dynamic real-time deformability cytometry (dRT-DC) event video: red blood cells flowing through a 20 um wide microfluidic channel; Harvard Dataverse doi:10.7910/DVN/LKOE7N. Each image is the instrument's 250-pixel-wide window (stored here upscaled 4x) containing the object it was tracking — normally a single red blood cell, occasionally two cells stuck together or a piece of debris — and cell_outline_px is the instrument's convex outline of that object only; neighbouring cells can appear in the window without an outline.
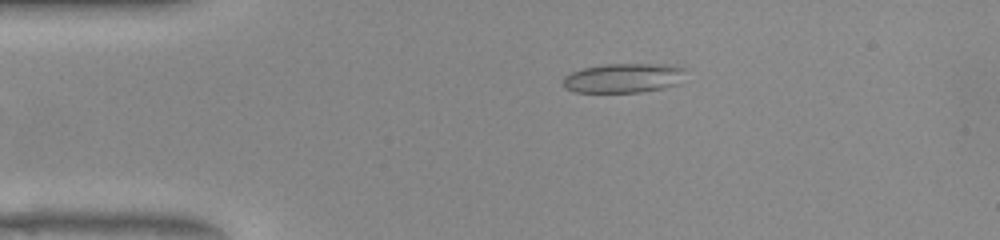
{"species": "common noctule bat (a hibernating species)", "species_latin": "Nyctalus noctula", "temperature_condition": "warm", "stored_images_in_passage": 44, "camera_frame_rate_fps": 3000, "um_per_image_px": 0.085, "animal": {"sex": "female", "body_mass_g": 22.0, "forearm_length_mm": 56.7}, "frame": {"image": 1, "passage_image": 2, "time_ms": 0.333, "image_size_px": [1000, 240], "cell_outline_px": [[688, 68], [680, 84], [664, 88], [640, 92], [576, 92], [564, 88], [564, 76], [572, 72], [584, 68], [604, 64], [660, 64]], "centroid_in_image_um": [53.05, 6.63], "position_along_channel_um": 31.9, "area_um2": 21.15}}
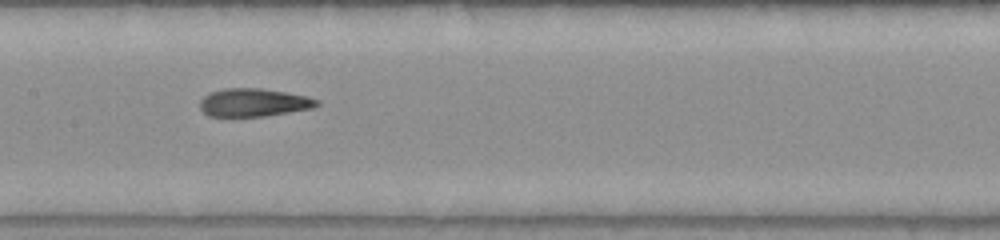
{"frame": {"image": 2, "passage_image": 17, "time_ms": 5.333, "image_size_px": [1000, 240], "cell_outline_px": [[320, 104], [312, 108], [264, 116], [208, 116], [200, 108], [200, 100], [208, 92], [224, 88], [260, 88], [308, 96], [320, 100]], "centroid_in_image_um": [21.55, 8.7], "position_along_channel_um": 185.8, "area_um2": 19.13}}
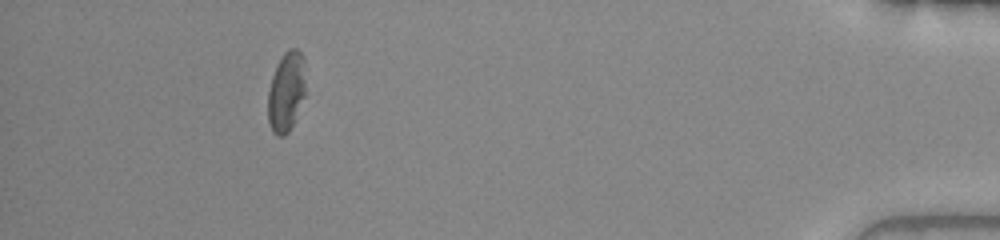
{"frame": {"image": 3, "passage_image": 39, "time_ms": 12.667, "image_size_px": [1000, 240], "cell_outline_px": [[304, 96], [292, 124], [288, 132], [284, 136], [276, 136], [272, 132], [268, 120], [268, 92], [272, 76], [276, 64], [284, 52], [288, 48], [296, 48], [304, 56]], "centroid_in_image_um": [24.31, 7.77], "position_along_channel_um": 410.9, "area_um2": 17.46}, "authors_computed_cell_mechanics": {"area_um2": 19.4786, "velocity_mm_per_s": 3.9292, "shape_relaxation_time_tau1_ms": 4.531, "shape_relaxation_time_tau2_ms": 2.137, "deformation_change_tau1": 0.1557, "deformation_change_tau2": 0.0966}}